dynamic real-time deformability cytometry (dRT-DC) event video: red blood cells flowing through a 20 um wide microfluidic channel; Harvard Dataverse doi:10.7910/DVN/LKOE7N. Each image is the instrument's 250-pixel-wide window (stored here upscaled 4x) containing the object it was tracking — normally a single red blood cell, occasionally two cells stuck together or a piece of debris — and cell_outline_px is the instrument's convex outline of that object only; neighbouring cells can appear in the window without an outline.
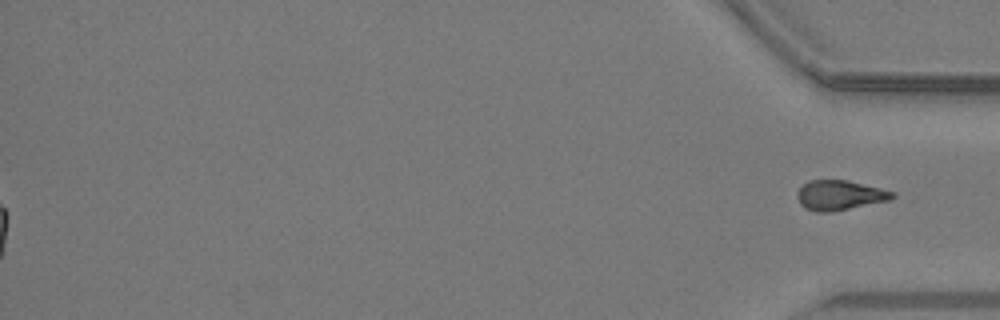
{"species": "common noctule bat (a hibernating species)", "species_latin": "Nyctalus noctula", "temperature_condition": "warm", "stored_images_in_passage": 35, "segment_of_instrument_passage": [2, 2], "camera_frame_rate_fps": 3000, "um_per_image_px": 0.085, "animal": {"sex": "male", "body_mass_g": 19.2, "forearm_length_mm": 51.8}, "frame": {"image": 1, "passage_image": 35, "time_ms": 11.333, "image_size_px": [1000, 320], "cell_outline_px": [[896, 196], [892, 200], [828, 212], [816, 212], [804, 208], [800, 204], [796, 196], [796, 192], [808, 180], [844, 180], [880, 188], [892, 192]], "centroid_in_image_um": [71.34, 16.6], "position_along_channel_um": 363.9, "area_um2": 16.42}}